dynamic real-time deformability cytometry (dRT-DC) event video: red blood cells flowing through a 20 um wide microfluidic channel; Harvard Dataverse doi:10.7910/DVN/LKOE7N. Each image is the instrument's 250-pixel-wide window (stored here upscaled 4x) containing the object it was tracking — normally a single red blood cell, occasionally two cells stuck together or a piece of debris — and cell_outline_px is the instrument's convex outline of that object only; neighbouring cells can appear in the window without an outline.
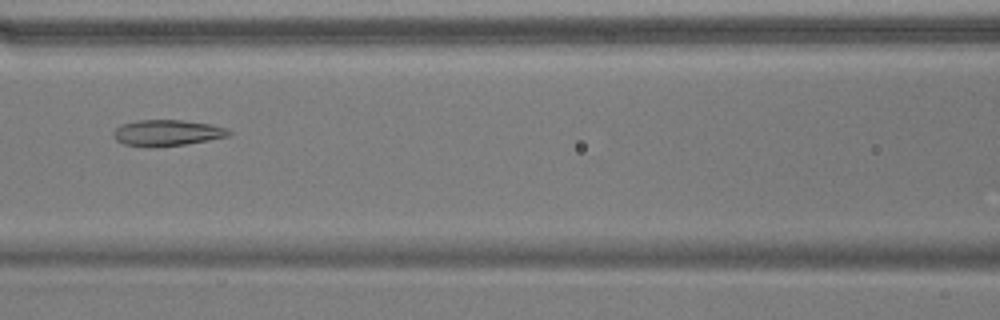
{"species": "common noctule bat (a hibernating species)", "species_latin": "Nyctalus noctula", "temperature_condition": "warm", "stored_images_in_passage": 40, "camera_frame_rate_fps": 3000, "um_per_image_px": 0.085, "animal": {"sex": "male", "body_mass_g": 17.9}, "frame": {"image": 1, "passage_image": 12, "time_ms": 3.667, "image_size_px": [1000, 320], "cell_outline_px": [[232, 132], [228, 136], [208, 140], [184, 144], [124, 144], [116, 140], [112, 136], [112, 132], [120, 124], [140, 120], [184, 120], [212, 124], [228, 128]], "centroid_in_image_um": [14.24, 11.23], "position_along_channel_um": 152.4, "area_um2": 16.88}}
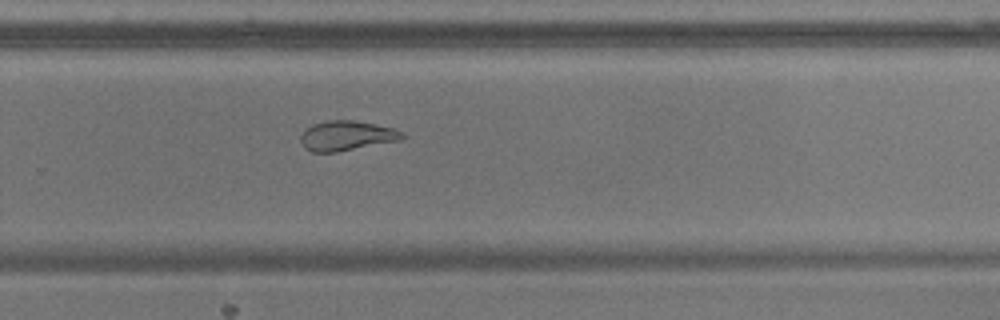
{"frame": {"image": 2, "passage_image": 24, "time_ms": 7.667, "image_size_px": [1000, 320], "cell_outline_px": [[408, 136], [400, 140], [336, 152], [312, 152], [304, 148], [300, 140], [300, 136], [312, 124], [328, 120], [352, 120], [376, 124], [392, 128], [404, 132]], "centroid_in_image_um": [29.48, 11.53], "position_along_channel_um": 300.3, "area_um2": 17.63}}
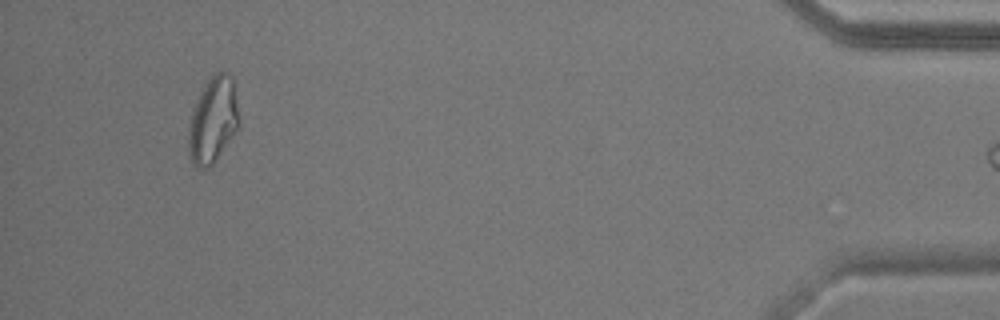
{"frame": {"image": 3, "passage_image": 39, "time_ms": 12.667, "image_size_px": [1000, 320], "cell_outline_px": [[240, 124], [212, 164], [208, 168], [196, 168], [188, 152], [188, 124], [192, 108], [204, 84], [212, 72], [228, 72], [232, 76], [240, 120]], "centroid_in_image_um": [18.08, 10.16], "position_along_channel_um": 417.1, "area_um2": 25.43}}